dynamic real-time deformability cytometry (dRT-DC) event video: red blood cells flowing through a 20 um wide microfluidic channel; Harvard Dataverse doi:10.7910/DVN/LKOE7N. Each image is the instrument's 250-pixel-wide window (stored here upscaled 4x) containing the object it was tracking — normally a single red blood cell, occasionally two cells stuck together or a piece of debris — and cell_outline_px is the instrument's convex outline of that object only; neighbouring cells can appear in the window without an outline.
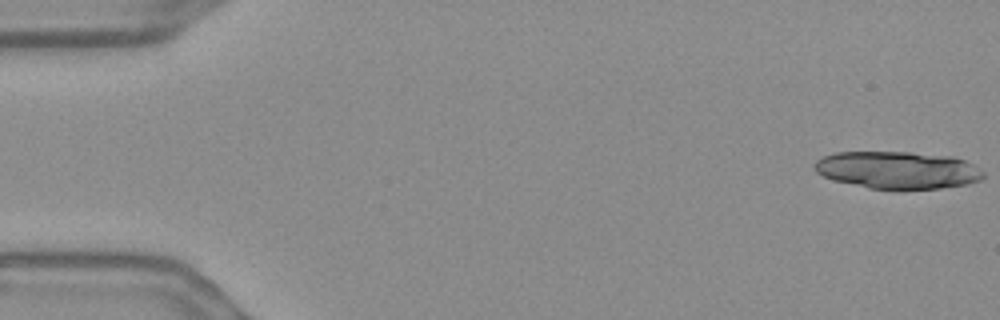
{"species": "Egyptian fruit bat (a non-hibernating species)", "species_latin": "Rousettus aegyptiacus", "temperature_condition": "warm", "stored_images_in_passage": 41, "camera_frame_rate_fps": 3000, "um_per_image_px": 0.085, "frame": {"image": 1, "passage_image": 1, "time_ms": 0.0, "image_size_px": [1000, 320], "cell_outline_px": [[984, 176], [980, 180], [968, 184], [940, 188], [868, 188], [832, 180], [816, 172], [812, 164], [816, 160], [824, 156], [836, 152], [912, 152], [952, 156], [964, 160], [972, 164], [984, 172]], "centroid_in_image_um": [76.27, 14.44], "position_along_channel_um": 8.7, "area_um2": 36.65}}
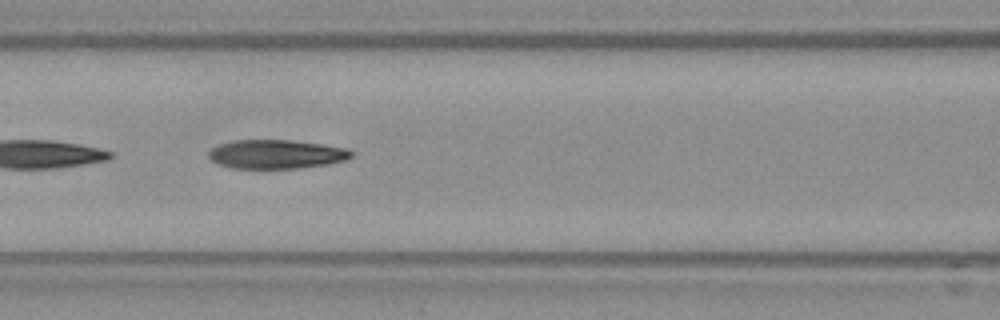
{"frame": {"image": 2, "passage_image": 24, "time_ms": 7.667, "image_size_px": [1000, 320], "cell_outline_px": [[352, 156], [344, 160], [328, 164], [300, 168], [232, 168], [216, 164], [208, 156], [208, 152], [212, 148], [220, 144], [232, 140], [292, 140], [348, 148], [352, 152]], "centroid_in_image_um": [23.46, 13.1], "position_along_channel_um": 143.1, "area_um2": 24.04}}